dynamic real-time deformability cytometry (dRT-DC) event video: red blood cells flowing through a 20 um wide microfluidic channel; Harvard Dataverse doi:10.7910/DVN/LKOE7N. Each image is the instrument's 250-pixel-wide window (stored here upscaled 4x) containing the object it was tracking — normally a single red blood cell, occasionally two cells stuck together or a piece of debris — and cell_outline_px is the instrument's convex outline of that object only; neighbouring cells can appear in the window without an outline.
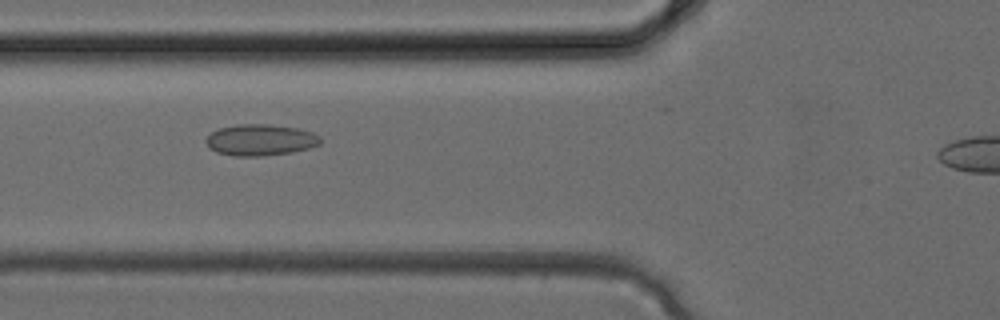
{"species": "common noctule bat (a hibernating species)", "species_latin": "Nyctalus noctula", "temperature_condition": "cold", "stored_images_in_passage": 5, "camera_frame_rate_fps": 3000, "um_per_image_px": 0.085, "animal": {"sex": "female", "body_mass_g": 24.6, "forearm_length_mm": 56.2}, "frame": {"image": 1, "passage_image": 5, "time_ms": 1.333, "image_size_px": [1000, 320], "cell_outline_px": [[320, 144], [308, 148], [292, 152], [264, 156], [232, 156], [216, 152], [208, 148], [204, 140], [212, 132], [220, 128], [236, 124], [264, 124], [300, 128], [312, 132], [320, 136]], "centroid_in_image_um": [22.11, 11.9], "position_along_channel_um": 103.7, "area_um2": 21.04}}